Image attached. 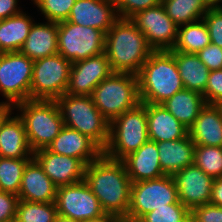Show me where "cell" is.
Returning <instances> with one entry per match:
<instances>
[{"label": "cell", "mask_w": 222, "mask_h": 222, "mask_svg": "<svg viewBox=\"0 0 222 222\" xmlns=\"http://www.w3.org/2000/svg\"><path fill=\"white\" fill-rule=\"evenodd\" d=\"M84 181L105 213L124 220L130 205L131 185L124 163L102 154L86 166Z\"/></svg>", "instance_id": "cell-1"}, {"label": "cell", "mask_w": 222, "mask_h": 222, "mask_svg": "<svg viewBox=\"0 0 222 222\" xmlns=\"http://www.w3.org/2000/svg\"><path fill=\"white\" fill-rule=\"evenodd\" d=\"M152 52L130 19L118 18L106 33L105 53L113 72L137 75Z\"/></svg>", "instance_id": "cell-2"}, {"label": "cell", "mask_w": 222, "mask_h": 222, "mask_svg": "<svg viewBox=\"0 0 222 222\" xmlns=\"http://www.w3.org/2000/svg\"><path fill=\"white\" fill-rule=\"evenodd\" d=\"M137 77L141 103L162 104L184 89L176 61L169 50L153 51Z\"/></svg>", "instance_id": "cell-3"}, {"label": "cell", "mask_w": 222, "mask_h": 222, "mask_svg": "<svg viewBox=\"0 0 222 222\" xmlns=\"http://www.w3.org/2000/svg\"><path fill=\"white\" fill-rule=\"evenodd\" d=\"M21 113L29 146L33 152L48 148L64 122L56 100H26L13 106Z\"/></svg>", "instance_id": "cell-4"}, {"label": "cell", "mask_w": 222, "mask_h": 222, "mask_svg": "<svg viewBox=\"0 0 222 222\" xmlns=\"http://www.w3.org/2000/svg\"><path fill=\"white\" fill-rule=\"evenodd\" d=\"M91 98L99 112L111 122L141 103L138 77L131 73L113 72L96 86Z\"/></svg>", "instance_id": "cell-5"}, {"label": "cell", "mask_w": 222, "mask_h": 222, "mask_svg": "<svg viewBox=\"0 0 222 222\" xmlns=\"http://www.w3.org/2000/svg\"><path fill=\"white\" fill-rule=\"evenodd\" d=\"M56 102L64 126L89 136L102 149L107 146L110 122L96 108L91 96L65 93Z\"/></svg>", "instance_id": "cell-6"}, {"label": "cell", "mask_w": 222, "mask_h": 222, "mask_svg": "<svg viewBox=\"0 0 222 222\" xmlns=\"http://www.w3.org/2000/svg\"><path fill=\"white\" fill-rule=\"evenodd\" d=\"M148 140L146 103H140L110 122L109 140L103 154L122 161Z\"/></svg>", "instance_id": "cell-7"}, {"label": "cell", "mask_w": 222, "mask_h": 222, "mask_svg": "<svg viewBox=\"0 0 222 222\" xmlns=\"http://www.w3.org/2000/svg\"><path fill=\"white\" fill-rule=\"evenodd\" d=\"M181 203L171 175L133 182L130 205L123 222H138L145 214L168 204Z\"/></svg>", "instance_id": "cell-8"}, {"label": "cell", "mask_w": 222, "mask_h": 222, "mask_svg": "<svg viewBox=\"0 0 222 222\" xmlns=\"http://www.w3.org/2000/svg\"><path fill=\"white\" fill-rule=\"evenodd\" d=\"M72 62L61 54L33 62L31 100H57L66 93Z\"/></svg>", "instance_id": "cell-9"}, {"label": "cell", "mask_w": 222, "mask_h": 222, "mask_svg": "<svg viewBox=\"0 0 222 222\" xmlns=\"http://www.w3.org/2000/svg\"><path fill=\"white\" fill-rule=\"evenodd\" d=\"M106 33L93 27L58 22V54L72 63L105 52Z\"/></svg>", "instance_id": "cell-10"}, {"label": "cell", "mask_w": 222, "mask_h": 222, "mask_svg": "<svg viewBox=\"0 0 222 222\" xmlns=\"http://www.w3.org/2000/svg\"><path fill=\"white\" fill-rule=\"evenodd\" d=\"M33 60L20 51L0 53V92L14 106L30 99Z\"/></svg>", "instance_id": "cell-11"}, {"label": "cell", "mask_w": 222, "mask_h": 222, "mask_svg": "<svg viewBox=\"0 0 222 222\" xmlns=\"http://www.w3.org/2000/svg\"><path fill=\"white\" fill-rule=\"evenodd\" d=\"M57 215L80 222L105 215L98 198L83 180L57 187Z\"/></svg>", "instance_id": "cell-12"}, {"label": "cell", "mask_w": 222, "mask_h": 222, "mask_svg": "<svg viewBox=\"0 0 222 222\" xmlns=\"http://www.w3.org/2000/svg\"><path fill=\"white\" fill-rule=\"evenodd\" d=\"M130 20L145 35L153 51L173 49L178 26L169 18L162 3L136 13Z\"/></svg>", "instance_id": "cell-13"}, {"label": "cell", "mask_w": 222, "mask_h": 222, "mask_svg": "<svg viewBox=\"0 0 222 222\" xmlns=\"http://www.w3.org/2000/svg\"><path fill=\"white\" fill-rule=\"evenodd\" d=\"M181 204L190 211L211 200L214 178L206 175L194 163L172 175Z\"/></svg>", "instance_id": "cell-14"}, {"label": "cell", "mask_w": 222, "mask_h": 222, "mask_svg": "<svg viewBox=\"0 0 222 222\" xmlns=\"http://www.w3.org/2000/svg\"><path fill=\"white\" fill-rule=\"evenodd\" d=\"M112 73L113 70L105 52L72 63L66 93L91 96L96 86Z\"/></svg>", "instance_id": "cell-15"}, {"label": "cell", "mask_w": 222, "mask_h": 222, "mask_svg": "<svg viewBox=\"0 0 222 222\" xmlns=\"http://www.w3.org/2000/svg\"><path fill=\"white\" fill-rule=\"evenodd\" d=\"M33 158L57 187L84 180L86 165L80 159L56 154L48 148L33 152Z\"/></svg>", "instance_id": "cell-16"}, {"label": "cell", "mask_w": 222, "mask_h": 222, "mask_svg": "<svg viewBox=\"0 0 222 222\" xmlns=\"http://www.w3.org/2000/svg\"><path fill=\"white\" fill-rule=\"evenodd\" d=\"M118 18L116 6L108 0H75L66 21L107 33Z\"/></svg>", "instance_id": "cell-17"}, {"label": "cell", "mask_w": 222, "mask_h": 222, "mask_svg": "<svg viewBox=\"0 0 222 222\" xmlns=\"http://www.w3.org/2000/svg\"><path fill=\"white\" fill-rule=\"evenodd\" d=\"M48 149L56 154L80 159L86 166L103 154V149L89 136L66 126Z\"/></svg>", "instance_id": "cell-18"}, {"label": "cell", "mask_w": 222, "mask_h": 222, "mask_svg": "<svg viewBox=\"0 0 222 222\" xmlns=\"http://www.w3.org/2000/svg\"><path fill=\"white\" fill-rule=\"evenodd\" d=\"M57 186L32 158L26 165L18 194L19 200L37 203L56 202Z\"/></svg>", "instance_id": "cell-19"}, {"label": "cell", "mask_w": 222, "mask_h": 222, "mask_svg": "<svg viewBox=\"0 0 222 222\" xmlns=\"http://www.w3.org/2000/svg\"><path fill=\"white\" fill-rule=\"evenodd\" d=\"M149 140L172 141L186 137L189 129L179 122L162 104L146 103Z\"/></svg>", "instance_id": "cell-20"}, {"label": "cell", "mask_w": 222, "mask_h": 222, "mask_svg": "<svg viewBox=\"0 0 222 222\" xmlns=\"http://www.w3.org/2000/svg\"><path fill=\"white\" fill-rule=\"evenodd\" d=\"M122 162L132 183L157 179L165 175L161 169L157 143L151 140L125 157Z\"/></svg>", "instance_id": "cell-21"}, {"label": "cell", "mask_w": 222, "mask_h": 222, "mask_svg": "<svg viewBox=\"0 0 222 222\" xmlns=\"http://www.w3.org/2000/svg\"><path fill=\"white\" fill-rule=\"evenodd\" d=\"M10 113L0 125V157L16 159H32L31 150L24 123L16 114Z\"/></svg>", "instance_id": "cell-22"}, {"label": "cell", "mask_w": 222, "mask_h": 222, "mask_svg": "<svg viewBox=\"0 0 222 222\" xmlns=\"http://www.w3.org/2000/svg\"><path fill=\"white\" fill-rule=\"evenodd\" d=\"M189 135L195 145L222 147V107L206 104L200 111Z\"/></svg>", "instance_id": "cell-23"}, {"label": "cell", "mask_w": 222, "mask_h": 222, "mask_svg": "<svg viewBox=\"0 0 222 222\" xmlns=\"http://www.w3.org/2000/svg\"><path fill=\"white\" fill-rule=\"evenodd\" d=\"M58 22L33 23L20 52L35 61L58 54Z\"/></svg>", "instance_id": "cell-24"}, {"label": "cell", "mask_w": 222, "mask_h": 222, "mask_svg": "<svg viewBox=\"0 0 222 222\" xmlns=\"http://www.w3.org/2000/svg\"><path fill=\"white\" fill-rule=\"evenodd\" d=\"M159 151V161L165 175H173L194 162L195 144L190 135L172 140L156 142Z\"/></svg>", "instance_id": "cell-25"}, {"label": "cell", "mask_w": 222, "mask_h": 222, "mask_svg": "<svg viewBox=\"0 0 222 222\" xmlns=\"http://www.w3.org/2000/svg\"><path fill=\"white\" fill-rule=\"evenodd\" d=\"M176 61L184 89L196 91L203 95L210 70L197 54L169 50Z\"/></svg>", "instance_id": "cell-26"}, {"label": "cell", "mask_w": 222, "mask_h": 222, "mask_svg": "<svg viewBox=\"0 0 222 222\" xmlns=\"http://www.w3.org/2000/svg\"><path fill=\"white\" fill-rule=\"evenodd\" d=\"M206 104L202 94L188 89L176 92L171 98L162 103L188 129L194 124Z\"/></svg>", "instance_id": "cell-27"}, {"label": "cell", "mask_w": 222, "mask_h": 222, "mask_svg": "<svg viewBox=\"0 0 222 222\" xmlns=\"http://www.w3.org/2000/svg\"><path fill=\"white\" fill-rule=\"evenodd\" d=\"M33 21L31 16L24 12L0 20V53L20 51Z\"/></svg>", "instance_id": "cell-28"}, {"label": "cell", "mask_w": 222, "mask_h": 222, "mask_svg": "<svg viewBox=\"0 0 222 222\" xmlns=\"http://www.w3.org/2000/svg\"><path fill=\"white\" fill-rule=\"evenodd\" d=\"M211 43L208 27L203 19L178 27L172 50L196 54Z\"/></svg>", "instance_id": "cell-29"}, {"label": "cell", "mask_w": 222, "mask_h": 222, "mask_svg": "<svg viewBox=\"0 0 222 222\" xmlns=\"http://www.w3.org/2000/svg\"><path fill=\"white\" fill-rule=\"evenodd\" d=\"M161 3L178 27L203 19L208 10L201 0H162Z\"/></svg>", "instance_id": "cell-30"}, {"label": "cell", "mask_w": 222, "mask_h": 222, "mask_svg": "<svg viewBox=\"0 0 222 222\" xmlns=\"http://www.w3.org/2000/svg\"><path fill=\"white\" fill-rule=\"evenodd\" d=\"M56 217L55 202L37 203L19 200L15 222H55Z\"/></svg>", "instance_id": "cell-31"}, {"label": "cell", "mask_w": 222, "mask_h": 222, "mask_svg": "<svg viewBox=\"0 0 222 222\" xmlns=\"http://www.w3.org/2000/svg\"><path fill=\"white\" fill-rule=\"evenodd\" d=\"M30 160L0 157V191L19 194L23 172Z\"/></svg>", "instance_id": "cell-32"}, {"label": "cell", "mask_w": 222, "mask_h": 222, "mask_svg": "<svg viewBox=\"0 0 222 222\" xmlns=\"http://www.w3.org/2000/svg\"><path fill=\"white\" fill-rule=\"evenodd\" d=\"M193 163L206 175L222 177V147L195 145Z\"/></svg>", "instance_id": "cell-33"}, {"label": "cell", "mask_w": 222, "mask_h": 222, "mask_svg": "<svg viewBox=\"0 0 222 222\" xmlns=\"http://www.w3.org/2000/svg\"><path fill=\"white\" fill-rule=\"evenodd\" d=\"M191 211L181 203L168 204L145 214L138 222H191Z\"/></svg>", "instance_id": "cell-34"}, {"label": "cell", "mask_w": 222, "mask_h": 222, "mask_svg": "<svg viewBox=\"0 0 222 222\" xmlns=\"http://www.w3.org/2000/svg\"><path fill=\"white\" fill-rule=\"evenodd\" d=\"M51 22H61L68 19L75 0H31Z\"/></svg>", "instance_id": "cell-35"}, {"label": "cell", "mask_w": 222, "mask_h": 222, "mask_svg": "<svg viewBox=\"0 0 222 222\" xmlns=\"http://www.w3.org/2000/svg\"><path fill=\"white\" fill-rule=\"evenodd\" d=\"M203 97L207 104H222V69L210 71Z\"/></svg>", "instance_id": "cell-36"}, {"label": "cell", "mask_w": 222, "mask_h": 222, "mask_svg": "<svg viewBox=\"0 0 222 222\" xmlns=\"http://www.w3.org/2000/svg\"><path fill=\"white\" fill-rule=\"evenodd\" d=\"M162 0H121L116 5L119 18L130 19L133 15L145 9L159 5Z\"/></svg>", "instance_id": "cell-37"}, {"label": "cell", "mask_w": 222, "mask_h": 222, "mask_svg": "<svg viewBox=\"0 0 222 222\" xmlns=\"http://www.w3.org/2000/svg\"><path fill=\"white\" fill-rule=\"evenodd\" d=\"M203 20L208 27L211 43L222 48V9H208Z\"/></svg>", "instance_id": "cell-38"}, {"label": "cell", "mask_w": 222, "mask_h": 222, "mask_svg": "<svg viewBox=\"0 0 222 222\" xmlns=\"http://www.w3.org/2000/svg\"><path fill=\"white\" fill-rule=\"evenodd\" d=\"M191 222H222V207L211 203L197 206L191 210Z\"/></svg>", "instance_id": "cell-39"}, {"label": "cell", "mask_w": 222, "mask_h": 222, "mask_svg": "<svg viewBox=\"0 0 222 222\" xmlns=\"http://www.w3.org/2000/svg\"><path fill=\"white\" fill-rule=\"evenodd\" d=\"M18 201V195L0 191V222H15Z\"/></svg>", "instance_id": "cell-40"}, {"label": "cell", "mask_w": 222, "mask_h": 222, "mask_svg": "<svg viewBox=\"0 0 222 222\" xmlns=\"http://www.w3.org/2000/svg\"><path fill=\"white\" fill-rule=\"evenodd\" d=\"M196 54L210 71L222 69V48L218 45L210 43Z\"/></svg>", "instance_id": "cell-41"}, {"label": "cell", "mask_w": 222, "mask_h": 222, "mask_svg": "<svg viewBox=\"0 0 222 222\" xmlns=\"http://www.w3.org/2000/svg\"><path fill=\"white\" fill-rule=\"evenodd\" d=\"M18 0H0V20L15 16L23 12L18 6Z\"/></svg>", "instance_id": "cell-42"}, {"label": "cell", "mask_w": 222, "mask_h": 222, "mask_svg": "<svg viewBox=\"0 0 222 222\" xmlns=\"http://www.w3.org/2000/svg\"><path fill=\"white\" fill-rule=\"evenodd\" d=\"M210 203L222 207V177L214 178Z\"/></svg>", "instance_id": "cell-43"}, {"label": "cell", "mask_w": 222, "mask_h": 222, "mask_svg": "<svg viewBox=\"0 0 222 222\" xmlns=\"http://www.w3.org/2000/svg\"><path fill=\"white\" fill-rule=\"evenodd\" d=\"M83 222H123V220L116 215L106 213L105 215L99 218L90 219Z\"/></svg>", "instance_id": "cell-44"}, {"label": "cell", "mask_w": 222, "mask_h": 222, "mask_svg": "<svg viewBox=\"0 0 222 222\" xmlns=\"http://www.w3.org/2000/svg\"><path fill=\"white\" fill-rule=\"evenodd\" d=\"M12 110H14L13 106L10 104L3 102H0V125L3 122V120L12 113Z\"/></svg>", "instance_id": "cell-45"}, {"label": "cell", "mask_w": 222, "mask_h": 222, "mask_svg": "<svg viewBox=\"0 0 222 222\" xmlns=\"http://www.w3.org/2000/svg\"><path fill=\"white\" fill-rule=\"evenodd\" d=\"M207 9H222V0H201Z\"/></svg>", "instance_id": "cell-46"}, {"label": "cell", "mask_w": 222, "mask_h": 222, "mask_svg": "<svg viewBox=\"0 0 222 222\" xmlns=\"http://www.w3.org/2000/svg\"><path fill=\"white\" fill-rule=\"evenodd\" d=\"M55 222H80V221L57 215V217L55 218Z\"/></svg>", "instance_id": "cell-47"}, {"label": "cell", "mask_w": 222, "mask_h": 222, "mask_svg": "<svg viewBox=\"0 0 222 222\" xmlns=\"http://www.w3.org/2000/svg\"><path fill=\"white\" fill-rule=\"evenodd\" d=\"M108 1L116 6L121 0H108Z\"/></svg>", "instance_id": "cell-48"}]
</instances>
